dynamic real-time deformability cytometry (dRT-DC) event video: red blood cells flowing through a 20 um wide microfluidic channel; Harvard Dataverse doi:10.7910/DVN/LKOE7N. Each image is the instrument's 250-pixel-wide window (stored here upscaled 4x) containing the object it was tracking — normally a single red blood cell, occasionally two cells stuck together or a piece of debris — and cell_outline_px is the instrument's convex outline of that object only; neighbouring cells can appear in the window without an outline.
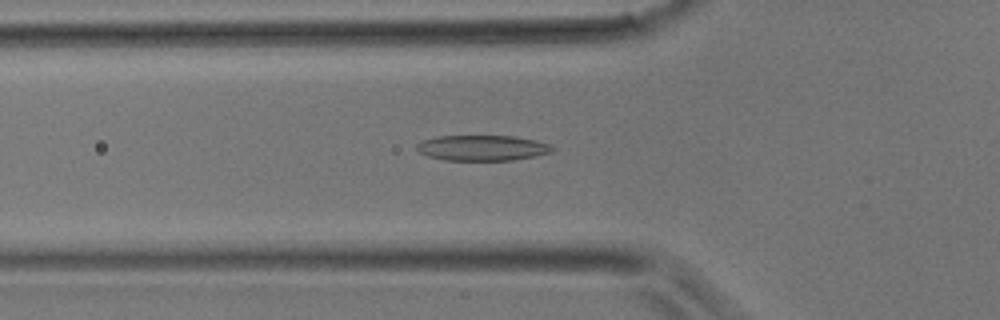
{"species": "common noctule bat (a hibernating species)", "species_latin": "Nyctalus noctula", "temperature_condition": "room temperature", "stored_images_in_passage": 22, "camera_frame_rate_fps": 3000, "um_per_image_px": 0.085, "animal": {"sex": "male", "body_mass_g": 17.9}, "frame": {"image": 1, "passage_image": 7, "time_ms": 2.0, "image_size_px": [1000, 320], "cell_outline_px": [[556, 148], [552, 152], [536, 156], [512, 160], [444, 160], [428, 156], [420, 152], [416, 148], [416, 144], [420, 140], [436, 136], [516, 136], [536, 140], [548, 144]], "centroid_in_image_um": [40.99, 12.56], "position_along_channel_um": 84.8, "area_um2": 20.29}}
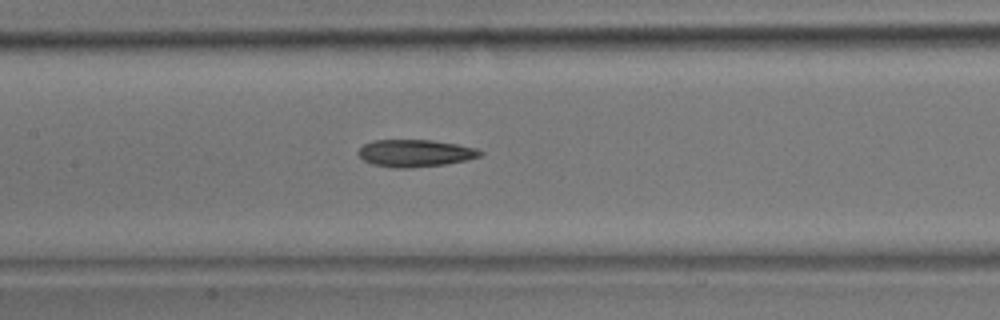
{"frame": {"image": 2, "passage_image": 12, "time_ms": 3.667, "image_size_px": [1000, 320], "cell_outline_px": [[484, 152], [480, 156], [468, 160], [444, 164], [412, 168], [392, 168], [372, 164], [364, 160], [356, 152], [364, 144], [372, 140], [432, 140], [456, 144], [476, 148]], "centroid_in_image_um": [35.28, 13.02], "position_along_channel_um": 172.1, "area_um2": 19.42}}
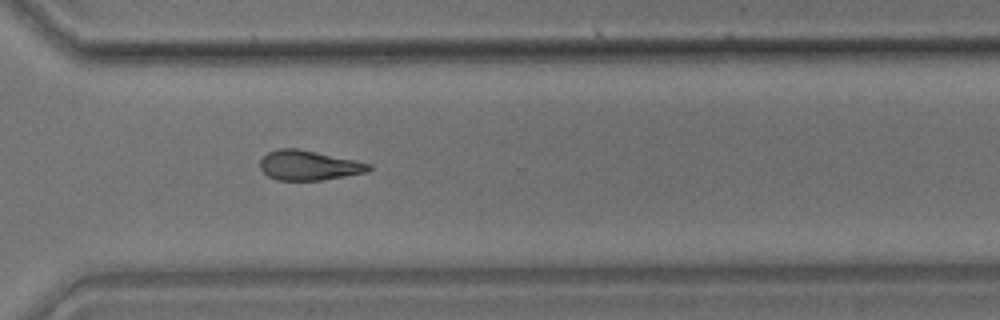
{"frame": {"image": 3, "passage_image": 22, "time_ms": 7.0, "image_size_px": [1000, 320], "cell_outline_px": [[372, 168], [368, 172], [320, 180], [276, 180], [268, 176], [260, 168], [260, 160], [268, 152], [276, 148], [296, 148], [356, 160], [372, 164]], "centroid_in_image_um": [26.24, 14.05], "position_along_channel_um": 344.4, "area_um2": 18.84}}